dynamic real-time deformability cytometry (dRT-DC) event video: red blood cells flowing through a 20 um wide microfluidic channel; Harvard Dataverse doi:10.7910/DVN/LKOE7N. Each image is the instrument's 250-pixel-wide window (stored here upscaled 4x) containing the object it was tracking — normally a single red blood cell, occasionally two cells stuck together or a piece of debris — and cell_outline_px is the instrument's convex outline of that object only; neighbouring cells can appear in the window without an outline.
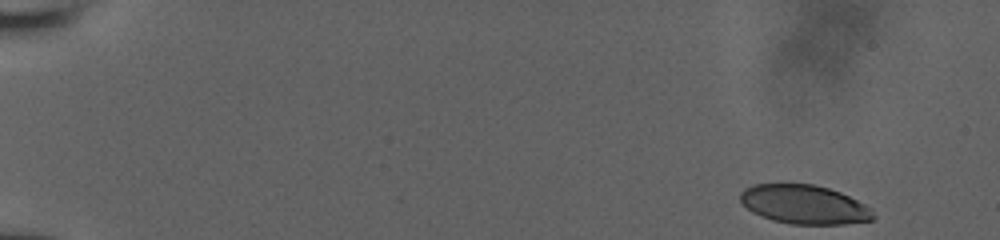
{"species": "human", "species_latin": "Homo sapiens", "temperature_condition": "room temperature", "stored_images_in_passage": 24, "camera_frame_rate_fps": 3000, "um_per_image_px": 0.085, "donor": {"sex": "male"}, "frame": {"image": 1, "passage_image": 1, "time_ms": 0.0, "image_size_px": [1000, 240], "cell_outline_px": [[876, 216], [872, 220], [844, 224], [788, 224], [772, 220], [752, 212], [740, 200], [740, 192], [744, 188], [752, 184], [812, 184], [828, 188], [840, 192], [872, 208]], "centroid_in_image_um": [68.36, 17.38], "position_along_channel_um": 16.6, "area_um2": 30.23}}
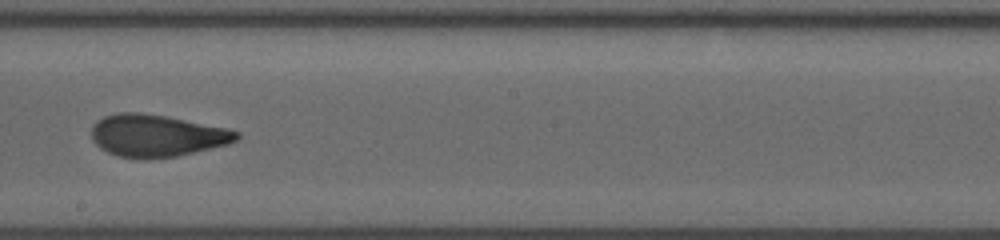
{"frame": {"image": 2, "passage_image": 14, "time_ms": 10.0, "image_size_px": [1000, 240], "cell_outline_px": [[240, 136], [236, 140], [228, 144], [176, 156], [148, 160], [144, 160], [116, 156], [100, 148], [92, 140], [92, 128], [96, 120], [104, 116], [116, 112], [136, 112], [168, 116], [228, 128], [240, 132]], "centroid_in_image_um": [13.3, 11.53], "position_along_channel_um": 234.9, "area_um2": 36.01}}
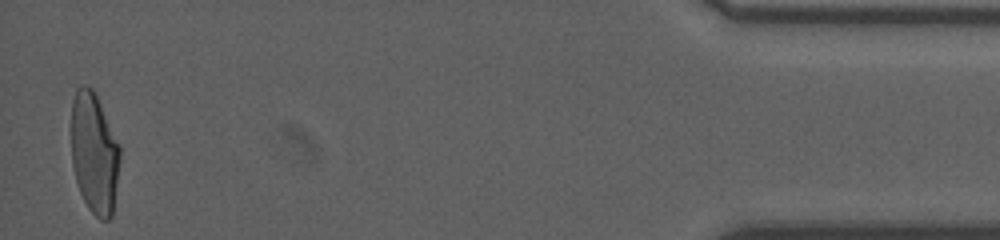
{"frame": {"image": 3, "passage_image": 24, "time_ms": 17.0, "image_size_px": [1000, 240], "cell_outline_px": [[120, 160], [112, 216], [108, 220], [100, 220], [88, 208], [80, 192], [76, 180], [72, 164], [72, 100], [76, 88], [80, 84], [84, 84], [92, 88], [120, 144]], "centroid_in_image_um": [8.02, 13.01], "position_along_channel_um": 427.2, "area_um2": 34.28}, "authors_computed_cell_mechanics": {"area_um2": 34.5066, "velocity_mm_per_s": 3.8532, "shape_relaxation_time_tau1_ms": 7.3328, "shape_relaxation_time_tau2_ms": 0.9698, "deformation_change_tau1": 0.2252, "deformation_change_tau2": 0.0595}}